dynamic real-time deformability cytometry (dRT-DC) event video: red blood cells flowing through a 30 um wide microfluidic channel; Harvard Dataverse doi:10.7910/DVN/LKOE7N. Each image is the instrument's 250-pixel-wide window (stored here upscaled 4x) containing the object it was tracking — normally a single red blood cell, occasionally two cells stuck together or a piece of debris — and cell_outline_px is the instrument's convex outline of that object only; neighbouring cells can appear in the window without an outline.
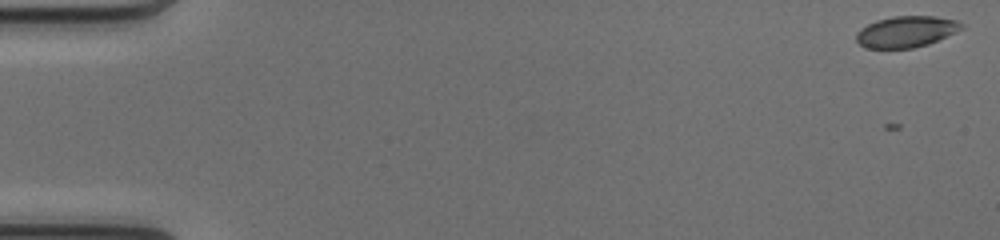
{"species": "common noctule bat (a hibernating species)", "species_latin": "Nyctalus noctula", "temperature_condition": "cold", "stored_images_in_passage": 51, "camera_frame_rate_fps": 3000, "um_per_image_px": 0.085, "animal": {"sex": "female", "body_mass_g": 17.0, "forearm_length_mm": 48.0}, "frame": {"image": 1, "passage_image": 2, "time_ms": 0.333, "image_size_px": [1000, 240], "cell_outline_px": [[964, 28], [956, 32], [928, 44], [912, 48], [864, 48], [856, 40], [856, 32], [860, 28], [876, 20], [892, 16], [936, 16], [956, 20], [964, 24]], "centroid_in_image_um": [77.02, 2.68], "position_along_channel_um": 8.0, "area_um2": 19.25}}
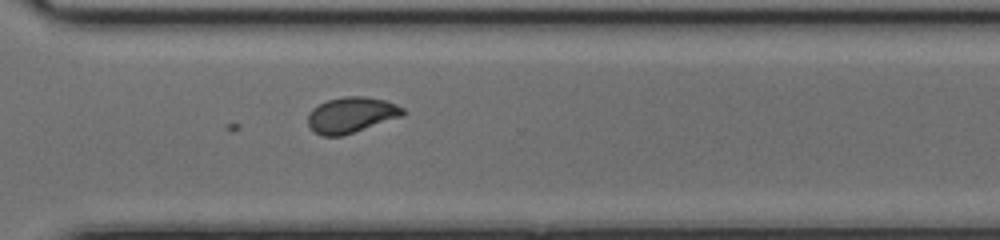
{"frame": {"image": 2, "passage_image": 38, "time_ms": 12.333, "image_size_px": [1000, 240], "cell_outline_px": [[404, 116], [340, 136], [320, 136], [308, 124], [308, 116], [312, 108], [328, 100], [344, 96], [364, 96], [384, 100], [396, 104], [404, 108]], "centroid_in_image_um": [29.87, 9.76], "position_along_channel_um": 340.7, "area_um2": 19.59}}
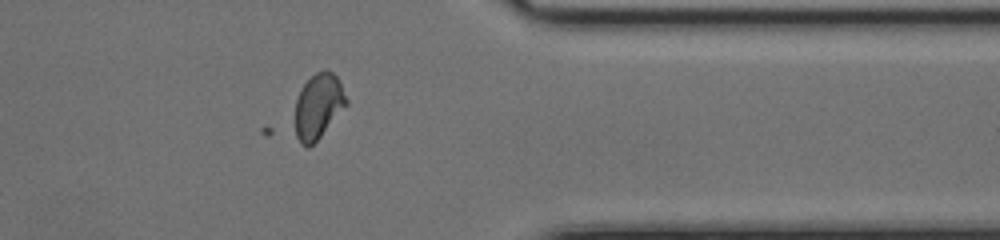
{"frame": {"image": 3, "passage_image": 42, "time_ms": 13.667, "image_size_px": [1000, 240], "cell_outline_px": [[348, 104], [320, 136], [308, 148], [300, 144], [296, 136], [296, 100], [300, 88], [316, 72], [324, 68], [332, 72], [336, 76], [348, 100]], "centroid_in_image_um": [27.05, 9.01], "position_along_channel_um": 384.3, "area_um2": 19.25}}